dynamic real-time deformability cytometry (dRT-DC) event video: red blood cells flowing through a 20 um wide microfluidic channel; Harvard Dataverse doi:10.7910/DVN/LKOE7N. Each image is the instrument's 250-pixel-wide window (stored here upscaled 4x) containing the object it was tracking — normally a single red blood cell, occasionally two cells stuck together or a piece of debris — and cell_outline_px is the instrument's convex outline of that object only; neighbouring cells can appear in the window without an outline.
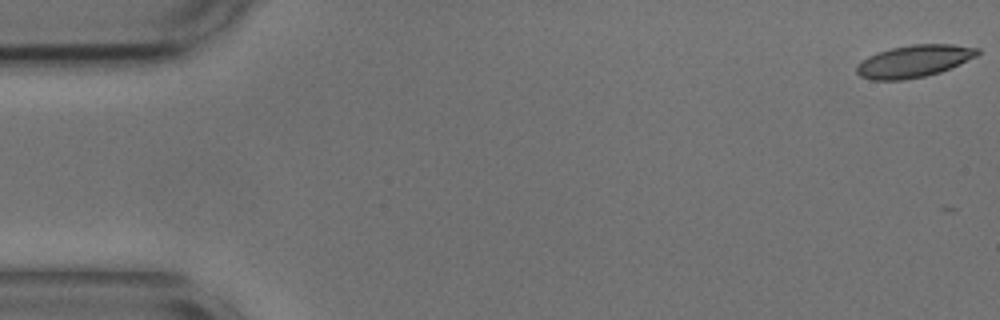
{"species": "common noctule bat (a hibernating species)", "species_latin": "Nyctalus noctula", "temperature_condition": "cold", "stored_images_in_passage": 5, "camera_frame_rate_fps": 3000, "um_per_image_px": 0.085, "animal": {"sex": "male", "body_mass_g": 17.9, "forearm_length_mm": 54.2}, "frame": {"image": 1, "passage_image": 1, "time_ms": 0.0, "image_size_px": [1000, 320], "cell_outline_px": [[980, 52], [976, 56], [940, 72], [924, 76], [900, 80], [872, 80], [860, 76], [856, 72], [856, 68], [868, 56], [876, 52], [892, 48], [912, 44], [952, 44], [980, 48]], "centroid_in_image_um": [77.69, 5.19], "position_along_channel_um": 7.3, "area_um2": 22.43}}
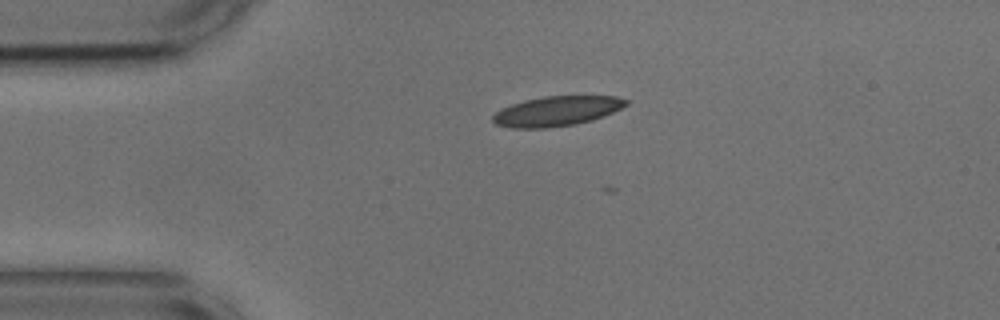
{"frame": {"image": 2, "passage_image": 4, "time_ms": 1.0, "image_size_px": [1000, 320], "cell_outline_px": [[628, 104], [604, 116], [592, 120], [572, 124], [544, 128], [512, 128], [496, 124], [492, 120], [492, 116], [496, 112], [512, 104], [524, 100], [544, 96], [616, 96], [628, 100]], "centroid_in_image_um": [47.32, 9.44], "position_along_channel_um": 37.7, "area_um2": 22.89}}